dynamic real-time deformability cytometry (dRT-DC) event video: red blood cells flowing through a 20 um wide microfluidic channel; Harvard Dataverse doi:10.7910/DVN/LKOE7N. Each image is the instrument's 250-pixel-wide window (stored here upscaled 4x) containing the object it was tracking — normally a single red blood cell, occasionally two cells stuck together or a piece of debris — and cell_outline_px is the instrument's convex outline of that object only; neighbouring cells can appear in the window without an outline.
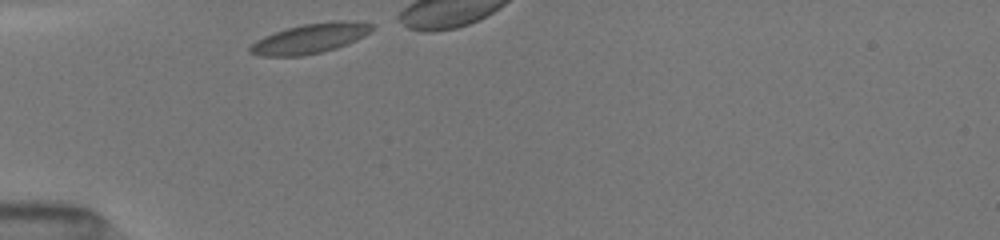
{"species": "common noctule bat (a hibernating species)", "species_latin": "Nyctalus noctula", "temperature_condition": "room temperature", "stored_images_in_passage": 6, "camera_frame_rate_fps": 3000, "um_per_image_px": 0.085, "animal": {"sex": "female", "body_mass_g": 19.5, "forearm_length_mm": 54.1}, "frame": {"image": 1, "passage_image": 1, "time_ms": 0.0, "image_size_px": [1000, 240], "cell_outline_px": [[376, 28], [364, 36], [348, 44], [336, 48], [320, 52], [300, 56], [260, 56], [248, 52], [248, 48], [256, 40], [264, 36], [288, 28], [304, 24], [336, 20], [344, 20], [372, 24]], "centroid_in_image_um": [26.37, 3.27], "position_along_channel_um": 58.6, "area_um2": 21.1}}
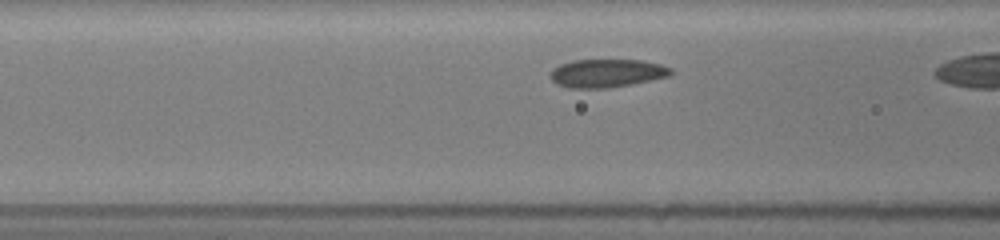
{"frame": {"image": 2, "passage_image": 4, "time_ms": 1.667, "image_size_px": [1000, 240], "cell_outline_px": [[672, 72], [668, 76], [608, 88], [568, 88], [556, 84], [548, 76], [552, 68], [560, 64], [572, 60], [644, 60], [660, 64], [672, 68]], "centroid_in_image_um": [51.51, 6.21], "position_along_channel_um": 115.1, "area_um2": 19.83}}